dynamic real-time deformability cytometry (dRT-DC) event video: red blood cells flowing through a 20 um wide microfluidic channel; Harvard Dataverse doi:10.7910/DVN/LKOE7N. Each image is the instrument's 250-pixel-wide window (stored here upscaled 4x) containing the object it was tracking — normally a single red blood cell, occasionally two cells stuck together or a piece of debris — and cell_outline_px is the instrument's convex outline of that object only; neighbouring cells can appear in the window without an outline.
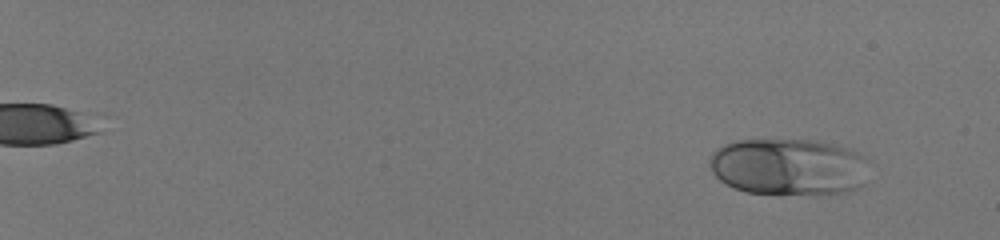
{"species": "human", "species_latin": "Homo sapiens", "temperature_condition": "room temperature", "stored_images_in_passage": 57, "camera_frame_rate_fps": 3000, "um_per_image_px": 0.085, "donor": {"sex": "male"}, "frame": {"image": 1, "passage_image": 6, "time_ms": 1.667, "image_size_px": [1000, 240], "cell_outline_px": [[868, 160], [864, 184], [860, 188], [844, 192], [748, 192], [736, 188], [720, 180], [712, 172], [712, 152], [716, 148], [724, 144], [736, 140], [816, 140], [848, 148], [856, 152]], "centroid_in_image_um": [67.05, 14.14], "position_along_channel_um": 17.9, "area_um2": 51.9}}
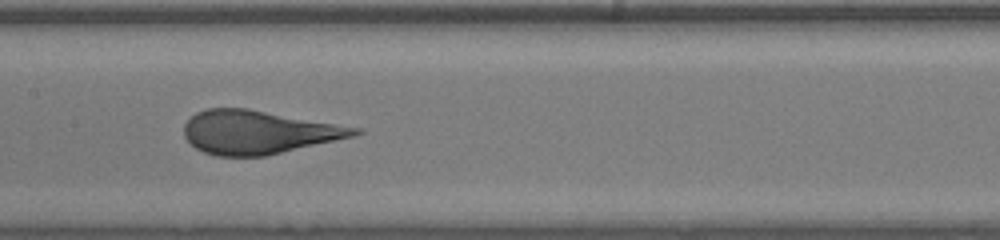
{"frame": {"image": 2, "passage_image": 35, "time_ms": 11.333, "image_size_px": [1000, 240], "cell_outline_px": [[364, 132], [352, 136], [264, 156], [216, 156], [204, 152], [196, 148], [184, 136], [184, 124], [196, 112], [208, 108], [248, 108], [360, 128]], "centroid_in_image_um": [21.91, 11.22], "position_along_channel_um": 185.5, "area_um2": 42.66}}
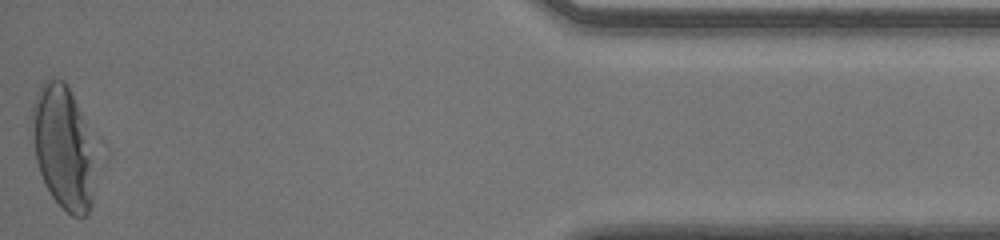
{"frame": {"image": 3, "passage_image": 57, "time_ms": 18.667, "image_size_px": [1000, 240], "cell_outline_px": [[92, 200], [88, 212], [84, 216], [72, 216], [52, 196], [40, 172], [36, 160], [32, 108], [32, 104], [40, 84], [44, 80], [52, 76], [64, 80], [68, 84], [84, 120], [88, 140], [92, 192]], "centroid_in_image_um": [5.3, 12.42], "position_along_channel_um": 429.9, "area_um2": 43.47}}